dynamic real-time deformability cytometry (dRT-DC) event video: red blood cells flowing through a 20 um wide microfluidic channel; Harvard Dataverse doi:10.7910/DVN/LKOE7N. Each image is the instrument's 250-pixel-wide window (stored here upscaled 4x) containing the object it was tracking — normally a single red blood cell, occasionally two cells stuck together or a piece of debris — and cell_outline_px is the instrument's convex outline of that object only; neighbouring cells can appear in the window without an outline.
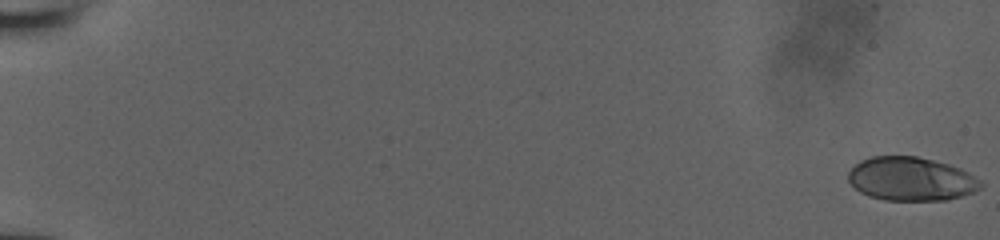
{"species": "human", "species_latin": "Homo sapiens", "temperature_condition": "room temperature", "stored_images_in_passage": 15, "camera_frame_rate_fps": 3000, "um_per_image_px": 0.085, "donor": {"sex": "male"}, "frame": {"image": 1, "passage_image": 1, "time_ms": 0.0, "image_size_px": [1000, 240], "cell_outline_px": [[984, 184], [980, 188], [972, 192], [960, 196], [944, 200], [884, 200], [868, 196], [860, 192], [848, 180], [848, 172], [860, 160], [872, 156], [916, 156], [948, 164], [960, 168]], "centroid_in_image_um": [77.4, 15.21], "position_along_channel_um": 7.6, "area_um2": 33.41}}
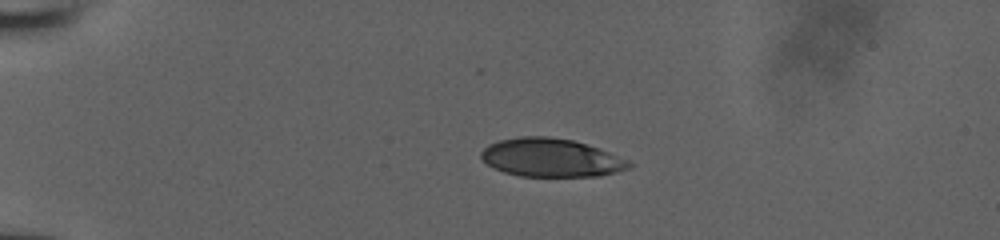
{"frame": {"image": 2, "passage_image": 15, "time_ms": 4.667, "image_size_px": [1000, 240], "cell_outline_px": [[632, 164], [628, 168], [616, 172], [600, 176], [520, 176], [504, 172], [488, 164], [480, 156], [480, 152], [488, 144], [500, 140], [520, 136], [548, 136], [572, 140], [608, 152], [628, 160]], "centroid_in_image_um": [46.81, 13.4], "position_along_channel_um": 38.2, "area_um2": 32.71}}